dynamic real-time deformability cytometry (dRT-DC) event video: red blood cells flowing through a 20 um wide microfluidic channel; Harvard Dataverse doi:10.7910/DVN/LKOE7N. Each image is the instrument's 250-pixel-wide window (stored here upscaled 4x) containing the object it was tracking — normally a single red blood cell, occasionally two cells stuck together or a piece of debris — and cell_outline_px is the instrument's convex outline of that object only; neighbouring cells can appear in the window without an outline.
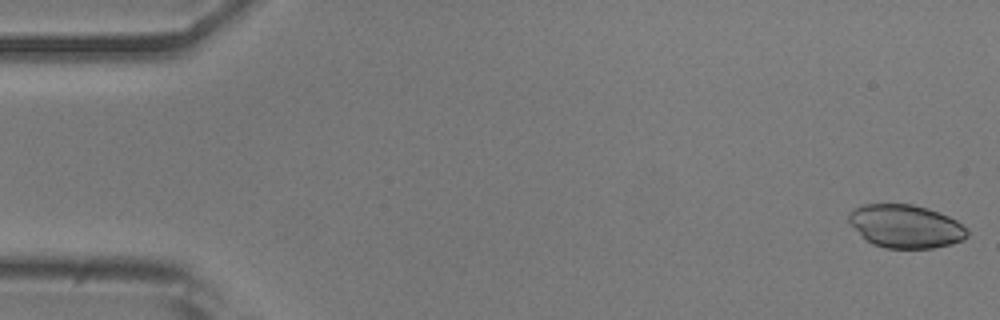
{"species": "common noctule bat (a hibernating species)", "species_latin": "Nyctalus noctula", "temperature_condition": "room temperature", "stored_images_in_passage": 52, "camera_frame_rate_fps": 3000, "um_per_image_px": 0.085, "animal": {"sex": "male", "body_mass_g": 20.5, "forearm_length_mm": 52.5}, "frame": {"image": 1, "passage_image": 1, "time_ms": 0.0, "image_size_px": [1000, 320], "cell_outline_px": [[968, 236], [964, 240], [952, 244], [932, 248], [884, 248], [872, 244], [848, 220], [848, 212], [860, 204], [912, 204], [928, 208], [940, 212], [956, 220], [968, 228]], "centroid_in_image_um": [77.02, 19.22], "position_along_channel_um": 8.0, "area_um2": 29.88}}
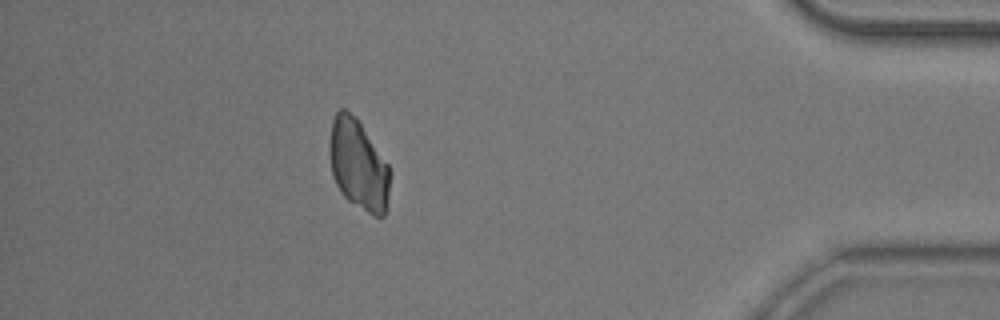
{"frame": {"image": 2, "passage_image": 46, "time_ms": 15.0, "image_size_px": [1000, 320], "cell_outline_px": [[392, 172], [388, 208], [384, 216], [380, 220], [372, 216], [348, 200], [340, 192], [336, 184], [332, 172], [328, 148], [332, 120], [336, 112], [340, 108], [344, 108], [356, 116], [388, 164]], "centroid_in_image_um": [30.49, 14.05], "position_along_channel_um": 404.7, "area_um2": 32.66}}